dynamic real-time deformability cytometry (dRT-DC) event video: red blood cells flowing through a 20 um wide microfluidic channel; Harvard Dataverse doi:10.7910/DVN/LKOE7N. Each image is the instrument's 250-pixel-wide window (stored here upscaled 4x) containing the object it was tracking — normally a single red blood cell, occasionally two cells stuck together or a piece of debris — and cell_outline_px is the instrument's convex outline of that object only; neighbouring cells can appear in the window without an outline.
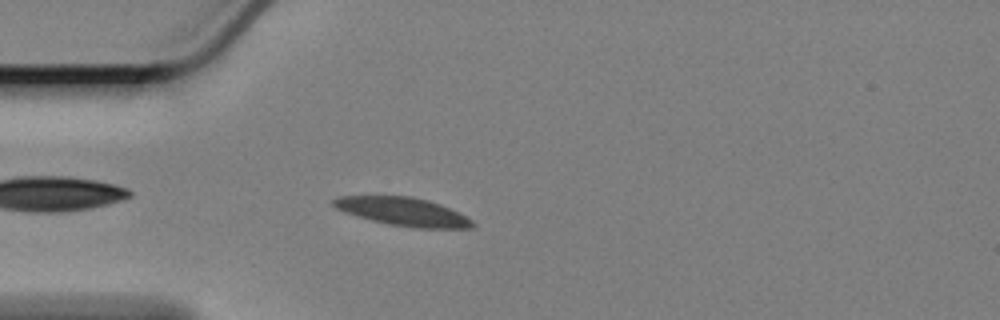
{"species": "Egyptian fruit bat (a non-hibernating species)", "species_latin": "Rousettus aegyptiacus", "temperature_condition": "cold", "stored_images_in_passage": 23, "camera_frame_rate_fps": 3000, "um_per_image_px": 0.085, "animal": {"sex": "female"}, "frame": {"image": 1, "passage_image": 3, "time_ms": 0.667, "image_size_px": [1000, 320], "cell_outline_px": [[476, 224], [472, 228], [416, 228], [388, 224], [372, 220], [344, 212], [336, 208], [332, 204], [332, 200], [340, 196], [412, 196], [428, 200], [440, 204], [472, 220]], "centroid_in_image_um": [34.25, 17.99], "position_along_channel_um": 50.8, "area_um2": 22.72}}
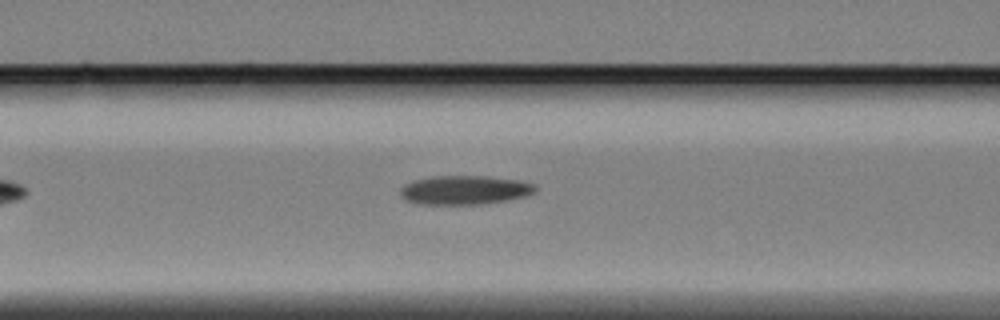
{"frame": {"image": 2, "passage_image": 11, "time_ms": 3.333, "image_size_px": [1000, 320], "cell_outline_px": [[536, 192], [524, 196], [508, 200], [476, 204], [420, 204], [408, 200], [400, 196], [400, 188], [404, 184], [416, 180], [432, 176], [488, 176], [520, 180], [536, 184]], "centroid_in_image_um": [39.52, 16.14], "position_along_channel_um": 127.1, "area_um2": 22.77}}
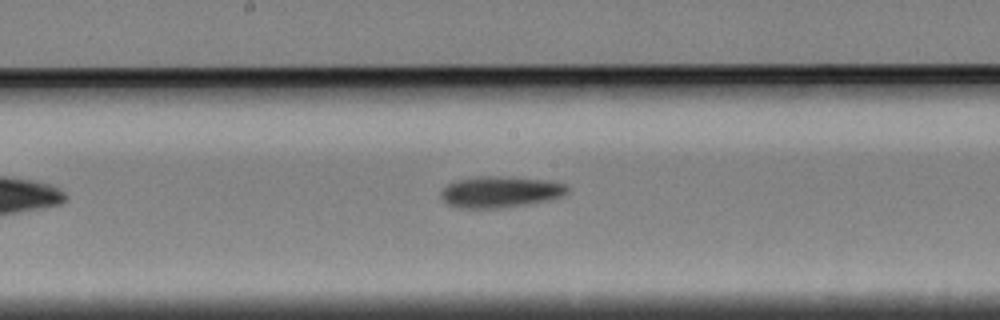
{"frame": {"image": 3, "passage_image": 18, "time_ms": 5.667, "image_size_px": [1000, 320], "cell_outline_px": [[568, 192], [564, 196], [548, 200], [528, 204], [496, 208], [456, 208], [448, 204], [440, 196], [440, 192], [448, 184], [456, 180], [476, 176], [496, 176], [544, 180], [564, 184], [568, 188]], "centroid_in_image_um": [42.49, 16.32], "position_along_channel_um": 205.7, "area_um2": 22.95}}